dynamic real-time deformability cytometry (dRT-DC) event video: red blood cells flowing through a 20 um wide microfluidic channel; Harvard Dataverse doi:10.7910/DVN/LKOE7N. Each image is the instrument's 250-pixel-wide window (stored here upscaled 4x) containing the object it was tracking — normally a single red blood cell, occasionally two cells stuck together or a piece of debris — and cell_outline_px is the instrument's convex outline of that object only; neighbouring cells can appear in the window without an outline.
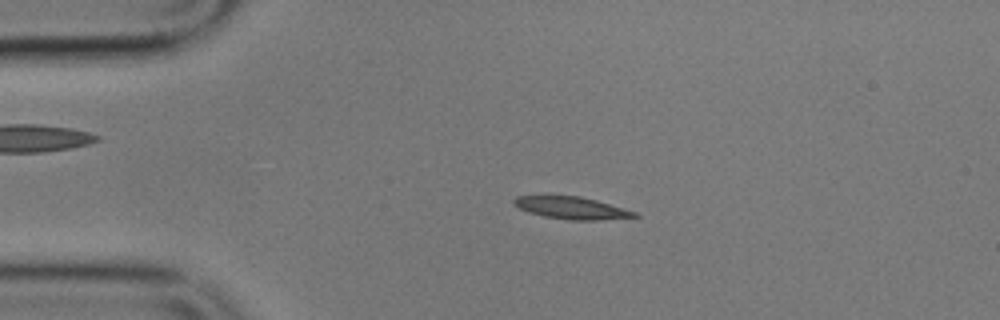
{"species": "common noctule bat (a hibernating species)", "species_latin": "Nyctalus noctula", "temperature_condition": "cold", "stored_images_in_passage": 55, "camera_frame_rate_fps": 3000, "um_per_image_px": 0.085, "animal": {"sex": "male", "body_mass_g": 17.9}, "frame": {"image": 1, "passage_image": 11, "time_ms": 3.333, "image_size_px": [1000, 320], "cell_outline_px": [[640, 216], [600, 220], [568, 220], [544, 216], [528, 212], [512, 204], [512, 200], [516, 196], [544, 192], [580, 196], [596, 200], [624, 208], [636, 212]], "centroid_in_image_um": [48.46, 17.61], "position_along_channel_um": 36.5, "area_um2": 16.47}}
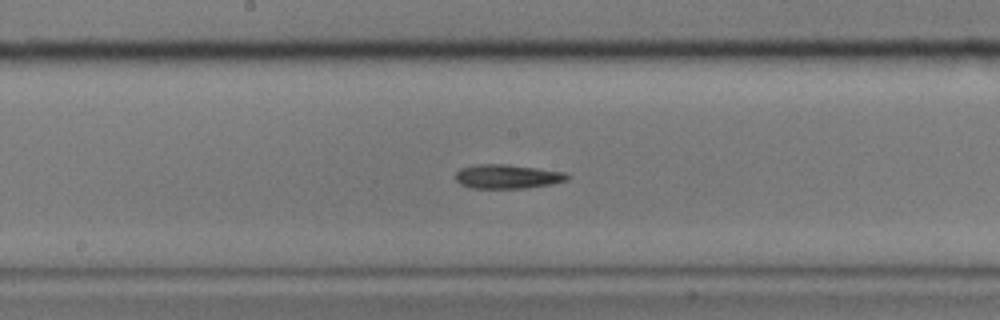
{"frame": {"image": 2, "passage_image": 28, "time_ms": 9.0, "image_size_px": [1000, 320], "cell_outline_px": [[572, 176], [568, 180], [552, 184], [524, 188], [472, 188], [460, 184], [456, 180], [456, 172], [460, 168], [476, 164], [508, 164], [564, 172]], "centroid_in_image_um": [43.14, 15.0], "position_along_channel_um": 205.1, "area_um2": 15.78}}
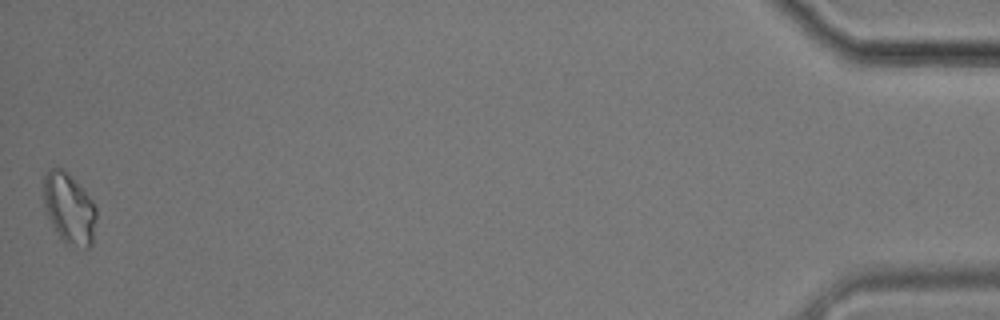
{"frame": {"image": 3, "passage_image": 55, "time_ms": 18.0, "image_size_px": [1000, 320], "cell_outline_px": [[96, 220], [92, 244], [88, 248], [84, 248], [68, 244], [60, 236], [48, 216], [44, 204], [44, 176], [52, 168], [64, 168], [68, 172], [92, 200], [96, 208]], "centroid_in_image_um": [5.9, 17.7], "position_along_channel_um": 429.3, "area_um2": 21.39}, "authors_computed_cell_mechanics": {"area_um2": 15.9528, "velocity_mm_per_s": 3.5327, "shape_relaxation_time_tau1_ms": 4.4533, "shape_relaxation_time_tau2_ms": 5.6352, "deformation_change_tau1": 0.1425, "deformation_change_tau2": 0.1193}}